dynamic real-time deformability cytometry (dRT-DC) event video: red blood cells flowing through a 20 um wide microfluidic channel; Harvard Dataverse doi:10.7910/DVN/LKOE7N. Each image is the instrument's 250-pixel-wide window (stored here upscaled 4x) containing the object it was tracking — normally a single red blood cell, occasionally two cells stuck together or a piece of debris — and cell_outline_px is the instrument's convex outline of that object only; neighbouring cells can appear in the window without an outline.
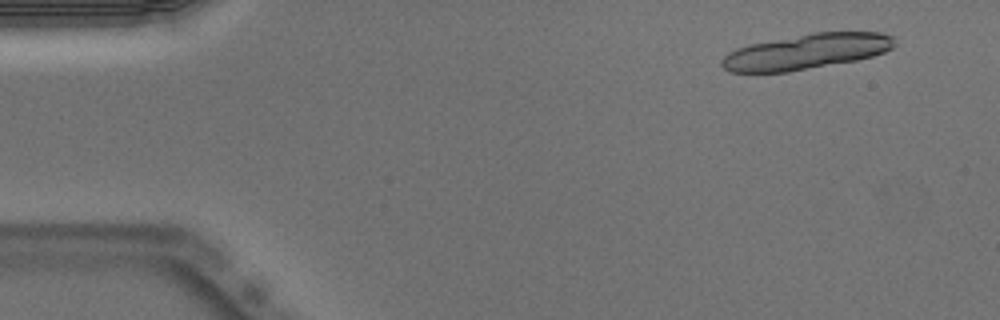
{"species": "Egyptian fruit bat (a non-hibernating species)", "species_latin": "Rousettus aegyptiacus", "temperature_condition": "warm", "stored_images_in_passage": 20, "camera_frame_rate_fps": 3000, "um_per_image_px": 0.085, "animal": {"sex": "male"}, "frame": {"image": 1, "passage_image": 4, "time_ms": 1.0, "image_size_px": [1000, 320], "cell_outline_px": [[896, 44], [892, 48], [884, 52], [872, 56], [856, 60], [788, 72], [732, 72], [724, 68], [720, 64], [720, 60], [728, 52], [736, 48], [748, 44], [812, 32], [880, 32], [892, 36]], "centroid_in_image_um": [68.52, 4.38], "position_along_channel_um": 16.5, "area_um2": 35.6}}